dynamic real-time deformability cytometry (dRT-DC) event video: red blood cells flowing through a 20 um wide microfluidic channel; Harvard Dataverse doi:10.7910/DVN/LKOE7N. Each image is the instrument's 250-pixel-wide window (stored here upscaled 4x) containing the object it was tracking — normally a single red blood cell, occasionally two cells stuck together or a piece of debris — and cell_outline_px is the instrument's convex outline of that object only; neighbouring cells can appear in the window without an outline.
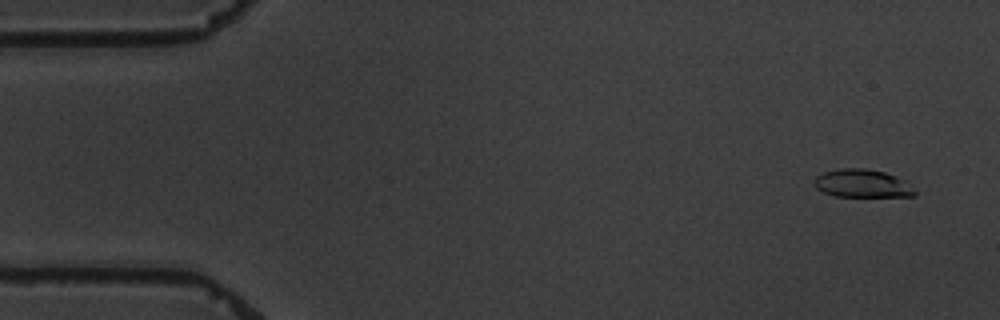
{"species": "common noctule bat (a hibernating species)", "species_latin": "Nyctalus noctula", "temperature_condition": "warm", "stored_images_in_passage": 7, "camera_frame_rate_fps": 3000, "um_per_image_px": 0.085, "animal": {"sex": "male", "body_mass_g": 19.5, "forearm_length_mm": 54.6}, "frame": {"image": 1, "passage_image": 2, "time_ms": 1.0, "image_size_px": [1000, 320], "cell_outline_px": [[916, 196], [836, 196], [824, 192], [816, 188], [812, 184], [812, 180], [816, 176], [824, 172], [840, 168], [864, 168], [884, 172], [904, 180], [916, 192]], "centroid_in_image_um": [73.24, 15.59], "position_along_channel_um": 11.8, "area_um2": 16.36}}
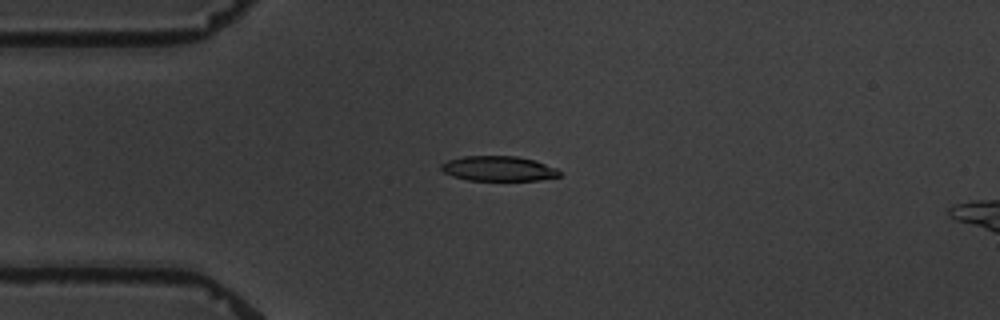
{"frame": {"image": 2, "passage_image": 5, "time_ms": 4.667, "image_size_px": [1000, 320], "cell_outline_px": [[560, 176], [540, 180], [468, 180], [452, 176], [444, 172], [440, 168], [440, 164], [448, 160], [464, 156], [516, 156], [536, 160], [556, 168], [560, 172]], "centroid_in_image_um": [42.37, 14.32], "position_along_channel_um": 42.6, "area_um2": 17.22}}
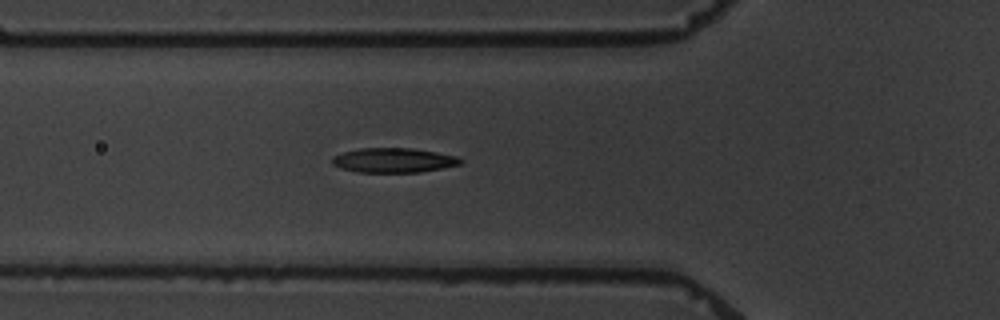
{"frame": {"image": 3, "passage_image": 7, "time_ms": 6.667, "image_size_px": [1000, 320], "cell_outline_px": [[464, 160], [460, 164], [420, 172], [360, 172], [340, 168], [332, 164], [332, 156], [344, 152], [360, 148], [412, 148], [436, 152], [456, 156]], "centroid_in_image_um": [33.44, 13.62], "position_along_channel_um": 92.4, "area_um2": 18.26}}